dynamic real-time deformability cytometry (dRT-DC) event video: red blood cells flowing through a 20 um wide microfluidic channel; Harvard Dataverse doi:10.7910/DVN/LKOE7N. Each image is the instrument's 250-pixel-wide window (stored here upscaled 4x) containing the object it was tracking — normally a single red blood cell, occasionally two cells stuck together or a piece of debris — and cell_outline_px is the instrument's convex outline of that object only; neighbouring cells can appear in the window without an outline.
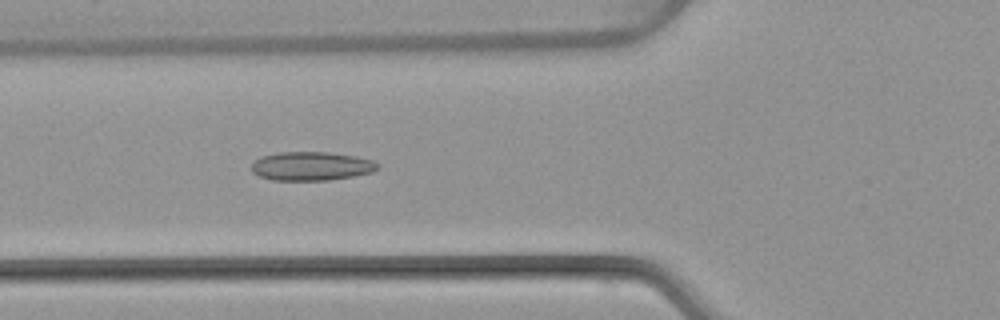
{"species": "common noctule bat (a hibernating species)", "species_latin": "Nyctalus noctula", "temperature_condition": "warm", "stored_images_in_passage": 38, "camera_frame_rate_fps": 3000, "um_per_image_px": 0.085, "animal": {"sex": "female", "body_mass_g": 22.7, "forearm_length_mm": 54.2}, "frame": {"image": 1, "passage_image": 6, "time_ms": 1.667, "image_size_px": [1000, 320], "cell_outline_px": [[380, 168], [372, 172], [352, 176], [328, 180], [272, 180], [260, 176], [252, 172], [252, 164], [260, 156], [280, 152], [328, 152], [356, 156], [372, 160], [380, 164]], "centroid_in_image_um": [26.48, 14.11], "position_along_channel_um": 99.3, "area_um2": 21.15}}
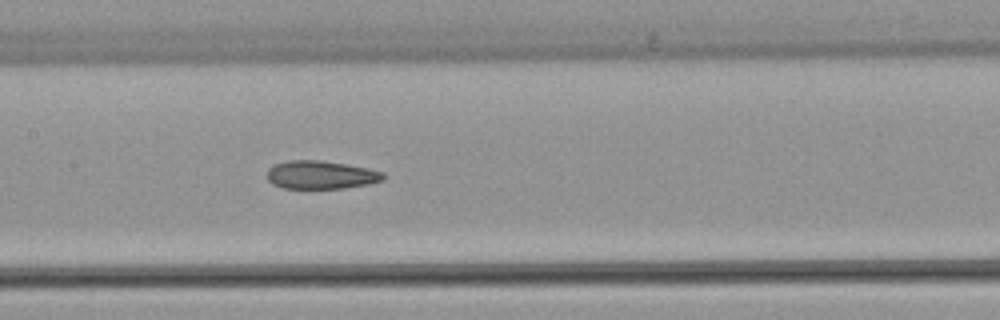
{"frame": {"image": 2, "passage_image": 12, "time_ms": 3.667, "image_size_px": [1000, 320], "cell_outline_px": [[384, 180], [368, 184], [344, 188], [284, 188], [272, 184], [268, 180], [268, 168], [272, 164], [288, 160], [320, 160], [368, 168], [384, 172]], "centroid_in_image_um": [27.26, 14.86], "position_along_channel_um": 180.1, "area_um2": 19.13}}
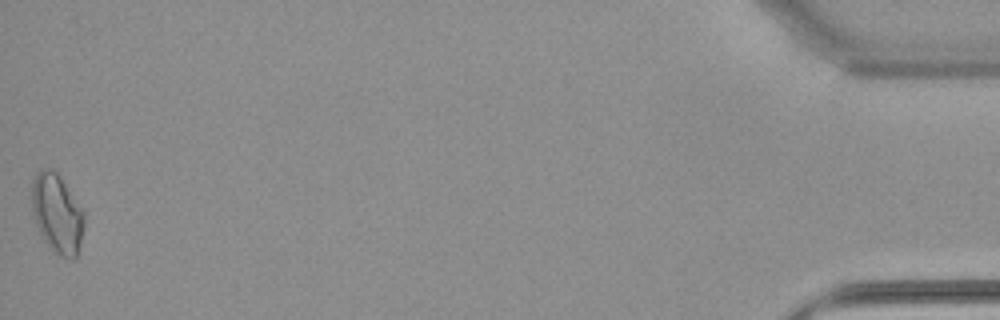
{"frame": {"image": 3, "passage_image": 38, "time_ms": 12.333, "image_size_px": [1000, 320], "cell_outline_px": [[84, 224], [76, 260], [68, 260], [52, 252], [48, 248], [36, 224], [32, 208], [32, 180], [36, 172], [40, 168], [48, 168], [56, 172], [60, 176], [84, 212]], "centroid_in_image_um": [4.85, 18.18], "position_along_channel_um": 430.4, "area_um2": 24.33}, "authors_computed_cell_mechanics": {"area_um2": 19.6231, "velocity_mm_per_s": 4.016, "shape_relaxation_time_tau1_ms": null, "shape_relaxation_time_tau2_ms": 3.7208, "deformation_change_tau1": null, "deformation_change_tau2": 0.1091}}